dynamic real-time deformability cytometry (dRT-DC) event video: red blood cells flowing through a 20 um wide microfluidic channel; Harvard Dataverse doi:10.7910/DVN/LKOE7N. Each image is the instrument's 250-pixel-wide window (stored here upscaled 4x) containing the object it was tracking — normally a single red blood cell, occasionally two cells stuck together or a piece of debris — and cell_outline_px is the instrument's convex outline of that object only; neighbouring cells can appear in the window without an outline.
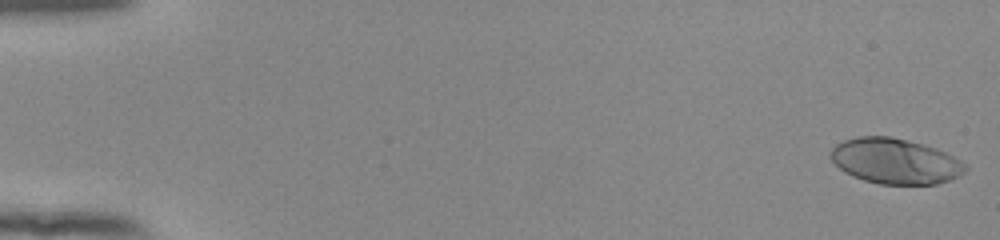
{"species": "human", "species_latin": "Homo sapiens", "temperature_condition": "room temperature", "stored_images_in_passage": 53, "camera_frame_rate_fps": 3000, "um_per_image_px": 0.085, "donor": {"sex": "female"}, "frame": {"image": 1, "passage_image": 1, "time_ms": 0.0, "image_size_px": [1000, 240], "cell_outline_px": [[968, 168], [964, 172], [948, 180], [936, 184], [880, 184], [864, 180], [852, 176], [844, 172], [828, 156], [828, 152], [836, 144], [844, 140], [856, 136], [888, 136], [924, 144], [936, 148], [960, 160]], "centroid_in_image_um": [76.04, 13.69], "position_along_channel_um": 9.0, "area_um2": 35.55}}
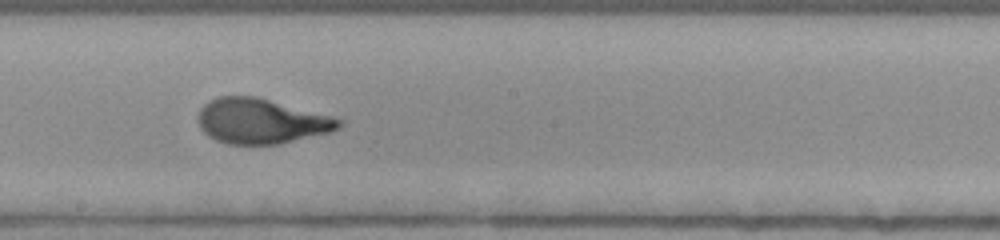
{"frame": {"image": 2, "passage_image": 31, "time_ms": 10.0, "image_size_px": [1000, 240], "cell_outline_px": [[344, 124], [340, 128], [332, 132], [280, 144], [228, 144], [216, 140], [208, 136], [200, 128], [196, 120], [196, 116], [200, 108], [208, 100], [216, 96], [256, 96], [332, 116], [344, 120]], "centroid_in_image_um": [22.19, 10.29], "position_along_channel_um": 226.0, "area_um2": 37.51}}
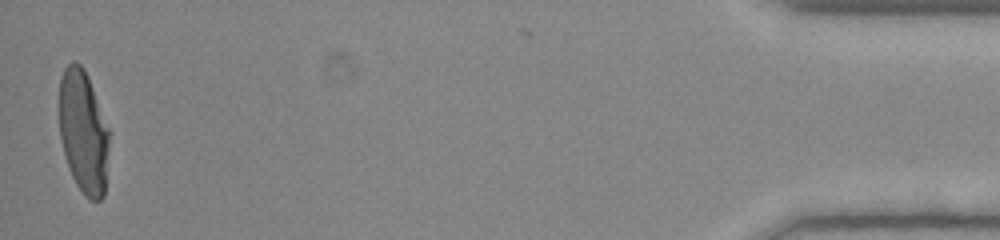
{"frame": {"image": 3, "passage_image": 53, "time_ms": 17.333, "image_size_px": [1000, 240], "cell_outline_px": [[112, 132], [104, 196], [100, 200], [88, 200], [84, 196], [76, 184], [68, 168], [60, 136], [60, 76], [64, 68], [72, 60], [76, 60], [84, 68]], "centroid_in_image_um": [7.13, 11.22], "position_along_channel_um": 428.1, "area_um2": 36.76}, "authors_computed_cell_mechanics": {"area_um2": 36.414, "velocity_mm_per_s": 3.9014, "shape_relaxation_time_tau1_ms": 4.2029, "shape_relaxation_time_tau2_ms": null, "deformation_change_tau1": 0.2241, "deformation_change_tau2": null}}